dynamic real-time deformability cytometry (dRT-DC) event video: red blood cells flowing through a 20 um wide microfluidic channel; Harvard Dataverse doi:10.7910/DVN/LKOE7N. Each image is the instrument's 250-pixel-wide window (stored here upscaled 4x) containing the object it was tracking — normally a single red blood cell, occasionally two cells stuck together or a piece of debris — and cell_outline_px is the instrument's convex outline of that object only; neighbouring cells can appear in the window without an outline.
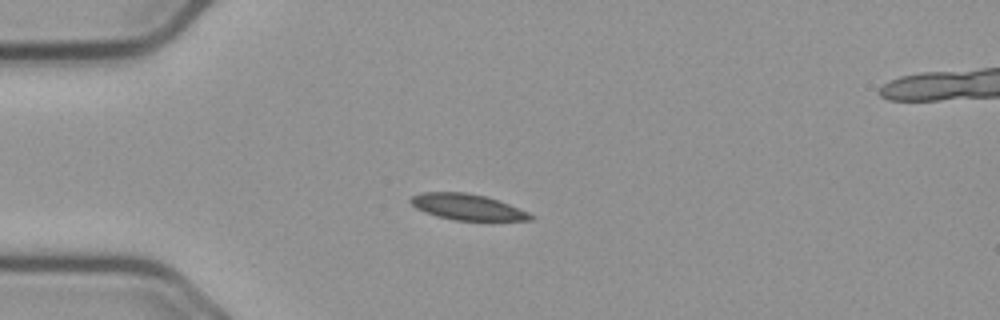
{"species": "common noctule bat (a hibernating species)", "species_latin": "Nyctalus noctula", "temperature_condition": "cold", "stored_images_in_passage": 44, "segment_of_instrument_passage": [1, 2], "camera_frame_rate_fps": 3000, "um_per_image_px": 0.085, "animal": {"sex": "male", "body_mass_g": 23.1, "forearm_length_mm": 52.7}, "frame": {"image": 1, "passage_image": 1, "time_ms": 0.0, "image_size_px": [1000, 320], "cell_outline_px": [[536, 216], [532, 220], [456, 220], [436, 216], [424, 212], [416, 208], [408, 200], [412, 196], [420, 192], [464, 192], [484, 196], [508, 204], [528, 212]], "centroid_in_image_um": [39.69, 17.59], "position_along_channel_um": 45.3, "area_um2": 17.98}}
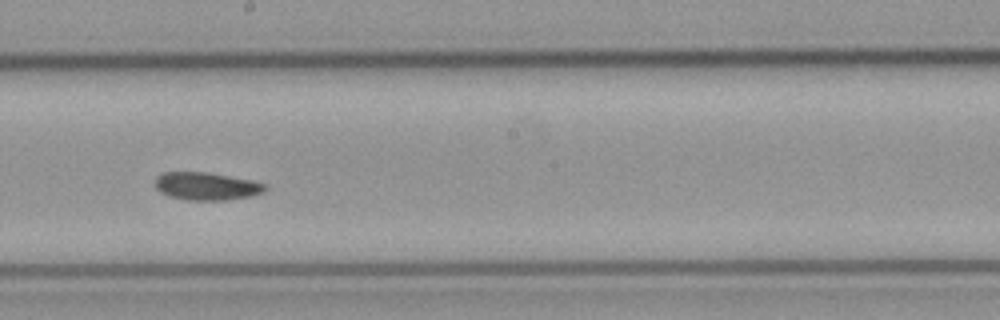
{"frame": {"image": 2, "passage_image": 18, "time_ms": 5.667, "image_size_px": [1000, 320], "cell_outline_px": [[268, 188], [264, 192], [252, 196], [228, 200], [188, 200], [168, 196], [160, 192], [152, 184], [152, 180], [156, 176], [164, 172], [208, 172], [252, 180], [264, 184]], "centroid_in_image_um": [17.51, 15.82], "position_along_channel_um": 230.7, "area_um2": 18.15}}
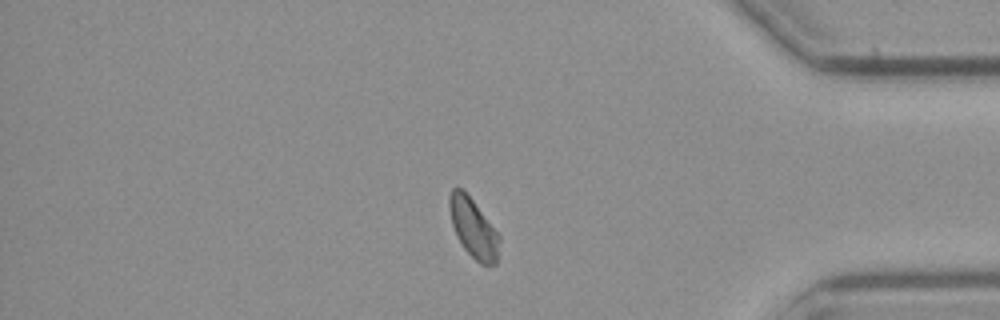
{"frame": {"image": 3, "passage_image": 34, "time_ms": 11.0, "image_size_px": [1000, 320], "cell_outline_px": [[500, 240], [496, 264], [480, 264], [464, 248], [456, 236], [452, 224], [448, 204], [448, 200], [452, 188], [460, 188], [472, 200], [500, 236]], "centroid_in_image_um": [40.22, 19.41], "position_along_channel_um": 395.0, "area_um2": 16.82}}